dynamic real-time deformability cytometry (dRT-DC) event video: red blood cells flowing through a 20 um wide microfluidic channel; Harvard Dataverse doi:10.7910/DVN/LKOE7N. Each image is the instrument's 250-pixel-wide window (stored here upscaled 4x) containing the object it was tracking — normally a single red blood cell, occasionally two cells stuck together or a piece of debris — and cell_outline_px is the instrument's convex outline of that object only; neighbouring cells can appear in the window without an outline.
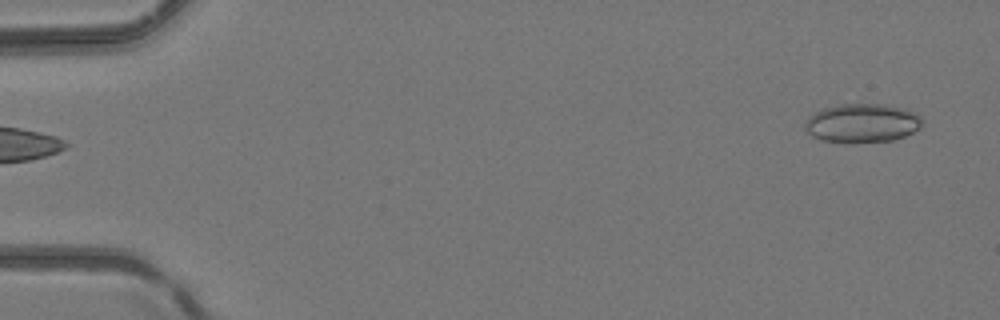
{"species": "common noctule bat (a hibernating species)", "species_latin": "Nyctalus noctula", "temperature_condition": "room temperature", "stored_images_in_passage": 2, "segment_of_instrument_passage": [2, 2], "camera_frame_rate_fps": 3000, "um_per_image_px": 0.085, "animal": {"sex": "female", "body_mass_g": 24.6, "forearm_length_mm": 56.2}, "frame": {"image": 1, "passage_image": 2, "time_ms": 0.333, "image_size_px": [1000, 320], "cell_outline_px": [[924, 120], [920, 128], [904, 136], [892, 140], [852, 144], [844, 144], [820, 140], [812, 136], [804, 128], [804, 124], [808, 116], [824, 108], [840, 104], [884, 104], [900, 108], [912, 112], [920, 116]], "centroid_in_image_um": [73.24, 10.49], "position_along_channel_um": 11.8, "area_um2": 26.88}}